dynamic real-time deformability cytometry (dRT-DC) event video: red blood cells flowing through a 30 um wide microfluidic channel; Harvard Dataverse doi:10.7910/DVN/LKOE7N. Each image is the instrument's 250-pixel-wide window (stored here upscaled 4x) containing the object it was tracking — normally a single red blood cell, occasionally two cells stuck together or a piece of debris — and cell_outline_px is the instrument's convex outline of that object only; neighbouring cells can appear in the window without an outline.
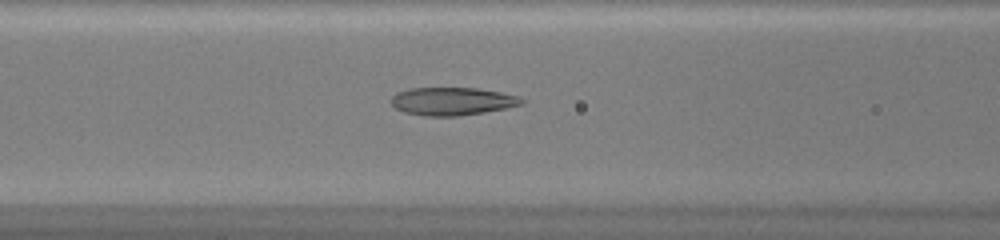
{"species": "common noctule bat (a hibernating species)", "species_latin": "Nyctalus noctula", "temperature_condition": "warm", "stored_images_in_passage": 49, "camera_frame_rate_fps": 3000, "um_per_image_px": 0.085, "animal": {"sex": "female", "body_mass_g": 20.0, "forearm_length_mm": 54.0}, "frame": {"image": 1, "passage_image": 21, "time_ms": 6.667, "image_size_px": [1000, 240], "cell_outline_px": [[524, 104], [484, 112], [456, 116], [424, 116], [404, 112], [396, 108], [392, 104], [392, 96], [396, 92], [408, 88], [476, 88], [500, 92], [520, 96], [524, 100]], "centroid_in_image_um": [38.44, 8.6], "position_along_channel_um": 128.2, "area_um2": 21.21}}
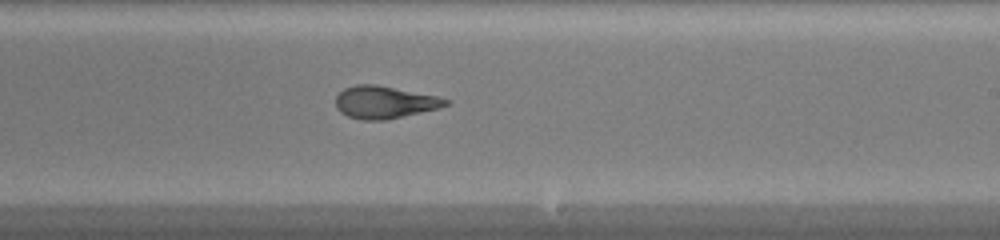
{"frame": {"image": 2, "passage_image": 30, "time_ms": 9.667, "image_size_px": [1000, 240], "cell_outline_px": [[452, 100], [448, 104], [440, 108], [384, 120], [364, 120], [348, 116], [340, 112], [336, 108], [336, 96], [344, 88], [356, 84], [376, 84], [436, 96]], "centroid_in_image_um": [32.67, 8.68], "position_along_channel_um": 256.3, "area_um2": 20.69}}
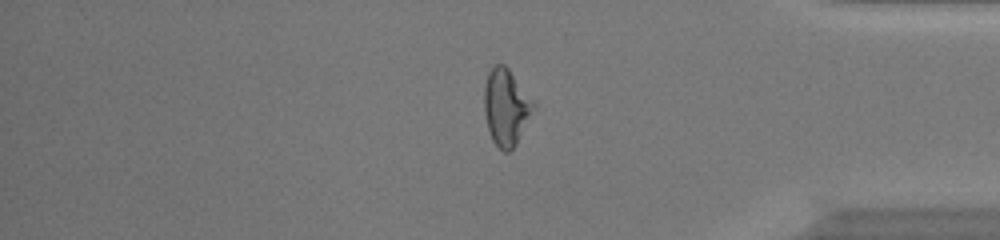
{"frame": {"image": 3, "passage_image": 41, "time_ms": 13.333, "image_size_px": [1000, 240], "cell_outline_px": [[536, 108], [516, 144], [508, 152], [504, 152], [492, 140], [488, 128], [484, 112], [484, 84], [488, 72], [496, 64], [504, 64], [508, 68], [536, 104]], "centroid_in_image_um": [43.02, 9.1], "position_along_channel_um": 392.2, "area_um2": 21.96}, "authors_computed_cell_mechanics": {"area_um2": 22.0796, "velocity_mm_per_s": 4.2786, "shape_relaxation_time_tau1_ms": null, "shape_relaxation_time_tau2_ms": 1.5318, "deformation_change_tau1": null, "deformation_change_tau2": 0.0896}}